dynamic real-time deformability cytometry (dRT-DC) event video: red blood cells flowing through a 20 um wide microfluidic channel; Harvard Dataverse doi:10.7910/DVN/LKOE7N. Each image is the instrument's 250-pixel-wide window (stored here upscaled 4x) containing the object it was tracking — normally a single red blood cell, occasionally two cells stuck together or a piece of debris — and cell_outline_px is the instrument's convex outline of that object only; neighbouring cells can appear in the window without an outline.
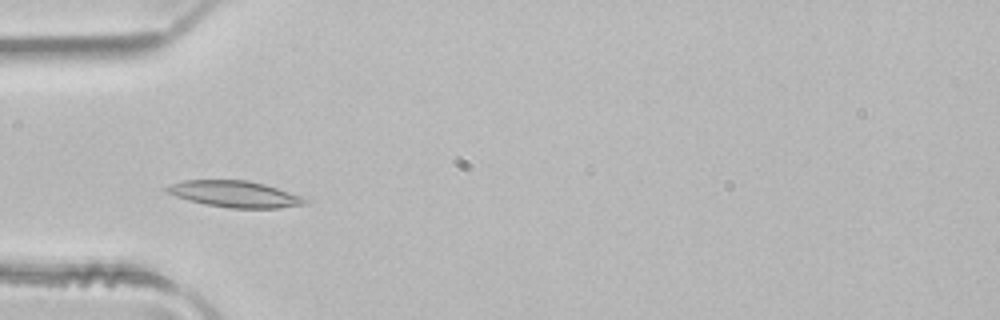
{"species": "common noctule bat (a hibernating species)", "species_latin": "Nyctalus noctula", "temperature_condition": "room temperature", "stored_images_in_passage": 4, "camera_frame_rate_fps": 3000, "um_per_image_px": 0.085, "animal": {"sex": "male", "body_mass_g": 21.5, "forearm_length_mm": 52.0}, "frame": {"image": 1, "passage_image": 4, "time_ms": 1.0, "image_size_px": [1000, 320], "cell_outline_px": [[308, 204], [280, 208], [228, 208], [188, 200], [164, 192], [160, 188], [184, 180], [248, 180], [264, 184], [300, 196], [308, 200]], "centroid_in_image_um": [19.91, 16.49], "position_along_channel_um": 65.1, "area_um2": 21.21}}